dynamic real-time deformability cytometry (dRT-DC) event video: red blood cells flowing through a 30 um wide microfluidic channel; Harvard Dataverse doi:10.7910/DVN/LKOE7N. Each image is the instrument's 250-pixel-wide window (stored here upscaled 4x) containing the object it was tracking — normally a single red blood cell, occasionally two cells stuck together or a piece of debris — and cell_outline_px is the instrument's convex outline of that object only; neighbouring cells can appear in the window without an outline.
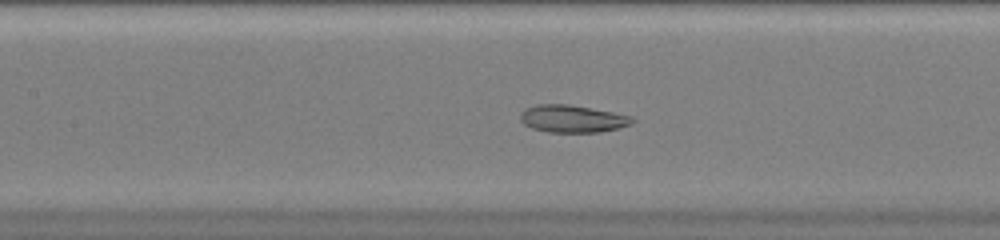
{"species": "common noctule bat (a hibernating species)", "species_latin": "Nyctalus noctula", "temperature_condition": "warm", "stored_images_in_passage": 51, "camera_frame_rate_fps": 3000, "um_per_image_px": 0.085, "animal": {"sex": "female", "body_mass_g": 20.0, "forearm_length_mm": 54.0}, "frame": {"image": 1, "passage_image": 23, "time_ms": 7.333, "image_size_px": [1000, 240], "cell_outline_px": [[636, 120], [632, 124], [600, 132], [548, 132], [532, 128], [524, 124], [520, 120], [520, 112], [524, 108], [536, 104], [568, 104], [612, 112], [632, 116]], "centroid_in_image_um": [48.62, 10.09], "position_along_channel_um": 158.8, "area_um2": 17.92}}
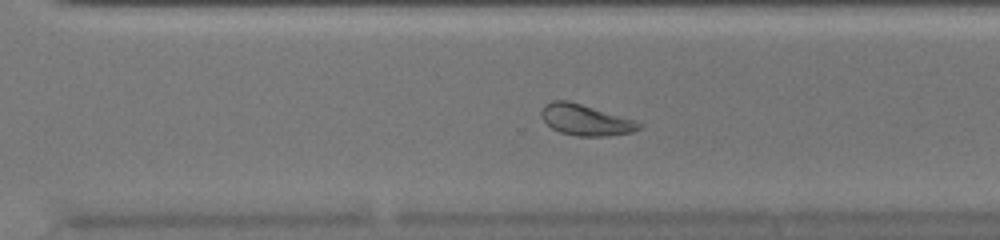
{"frame": {"image": 2, "passage_image": 35, "time_ms": 11.333, "image_size_px": [1000, 240], "cell_outline_px": [[644, 124], [640, 128], [632, 132], [608, 136], [576, 136], [560, 132], [552, 128], [544, 120], [540, 112], [544, 104], [552, 100], [568, 100], [636, 120]], "centroid_in_image_um": [49.78, 10.19], "position_along_channel_um": 320.8, "area_um2": 17.69}}
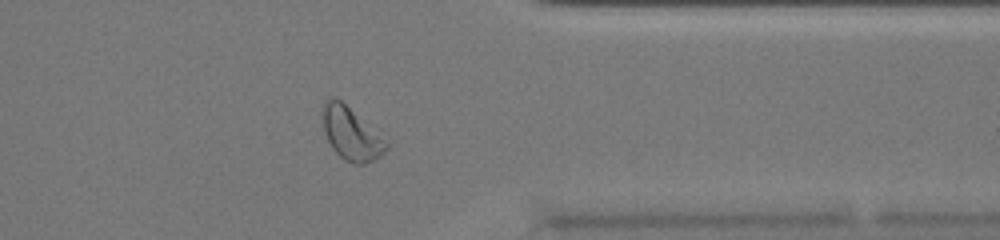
{"frame": {"image": 3, "passage_image": 40, "time_ms": 13.0, "image_size_px": [1000, 240], "cell_outline_px": [[392, 140], [388, 148], [380, 156], [364, 164], [356, 164], [344, 160], [332, 148], [324, 132], [324, 100], [340, 100]], "centroid_in_image_um": [29.97, 11.4], "position_along_channel_um": 381.4, "area_um2": 19.77}, "authors_computed_cell_mechanics": {"area_um2": 21.675, "velocity_mm_per_s": 4.062, "shape_relaxation_time_tau1_ms": null, "shape_relaxation_time_tau2_ms": 2.159, "deformation_change_tau1": null, "deformation_change_tau2": 0.0973}}